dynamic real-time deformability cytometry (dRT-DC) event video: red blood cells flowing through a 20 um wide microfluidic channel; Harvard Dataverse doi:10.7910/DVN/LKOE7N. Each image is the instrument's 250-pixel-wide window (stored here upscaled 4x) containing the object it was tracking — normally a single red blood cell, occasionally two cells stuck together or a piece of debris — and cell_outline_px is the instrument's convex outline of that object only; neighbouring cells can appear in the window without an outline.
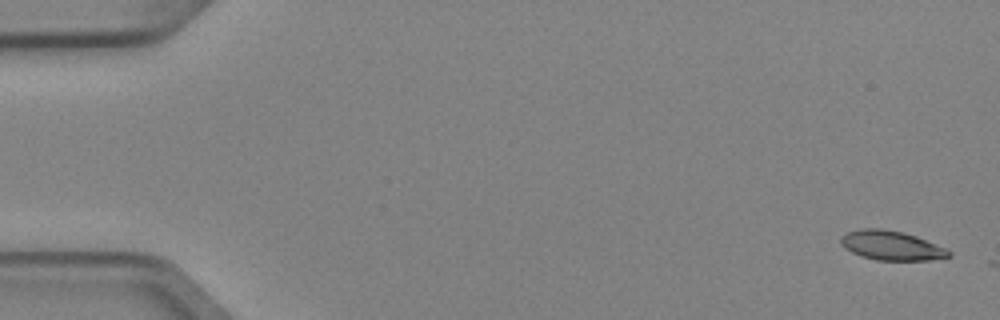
{"species": "Egyptian fruit bat (a non-hibernating species)", "species_latin": "Rousettus aegyptiacus", "temperature_condition": "cold", "stored_images_in_passage": 3, "camera_frame_rate_fps": 3000, "um_per_image_px": 0.085, "animal": {"sex": "female"}, "frame": {"image": 1, "passage_image": 1, "time_ms": 0.0, "image_size_px": [1000, 320], "cell_outline_px": [[952, 256], [928, 260], [876, 260], [860, 256], [844, 248], [840, 244], [840, 236], [848, 232], [860, 228], [880, 228], [904, 232], [916, 236], [944, 248], [952, 252]], "centroid_in_image_um": [75.72, 20.86], "position_along_channel_um": 9.3, "area_um2": 18.5}}